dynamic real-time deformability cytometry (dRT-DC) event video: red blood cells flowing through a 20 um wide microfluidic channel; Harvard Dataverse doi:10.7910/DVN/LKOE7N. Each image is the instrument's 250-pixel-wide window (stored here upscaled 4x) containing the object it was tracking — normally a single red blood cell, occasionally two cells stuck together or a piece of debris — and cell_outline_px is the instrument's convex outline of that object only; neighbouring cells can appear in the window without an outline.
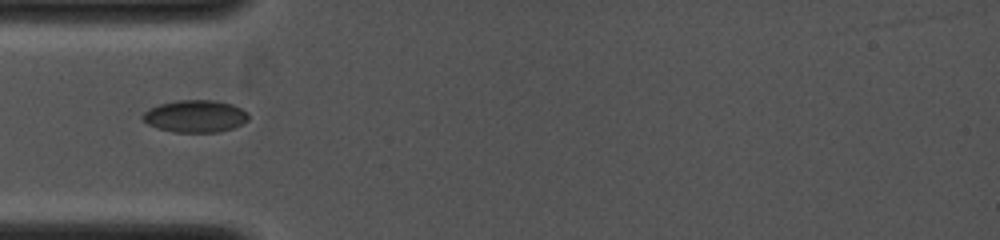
{"species": "common noctule bat (a hibernating species)", "species_latin": "Nyctalus noctula", "temperature_condition": "cold", "stored_images_in_passage": 23, "camera_frame_rate_fps": 4000, "um_per_image_px": 0.085, "animal": {"sex": "female", "body_mass_g": 19.0, "forearm_length_mm": 53.3}, "frame": {"image": 1, "passage_image": 4, "time_ms": 1.25, "image_size_px": [1000, 240], "cell_outline_px": [[248, 120], [232, 128], [216, 132], [172, 132], [148, 124], [140, 116], [148, 108], [160, 104], [176, 100], [216, 100], [232, 104], [248, 112]], "centroid_in_image_um": [16.58, 9.86], "position_along_channel_um": 68.4, "area_um2": 19.83}}
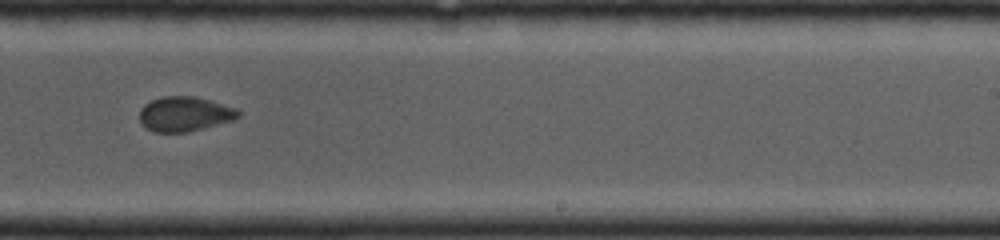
{"frame": {"image": 2, "passage_image": 14, "time_ms": 5.0, "image_size_px": [1000, 240], "cell_outline_px": [[240, 116], [232, 120], [188, 132], [156, 132], [148, 128], [140, 120], [140, 108], [144, 104], [152, 100], [164, 96], [192, 96], [208, 100], [236, 108], [240, 112]], "centroid_in_image_um": [15.69, 9.68], "position_along_channel_um": 273.3, "area_um2": 19.65}}
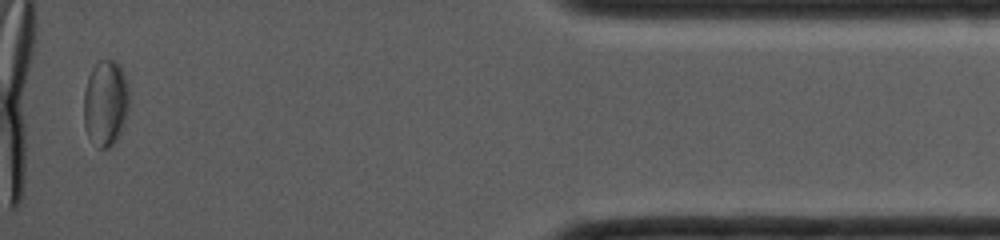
{"frame": {"image": 3, "passage_image": 23, "time_ms": 8.75, "image_size_px": [1000, 240], "cell_outline_px": [[128, 108], [124, 124], [120, 132], [112, 144], [108, 148], [100, 148], [88, 136], [84, 124], [84, 92], [88, 76], [92, 68], [100, 60], [112, 60], [124, 72], [128, 84]], "centroid_in_image_um": [8.96, 8.74], "position_along_channel_um": 426.2, "area_um2": 22.48}}